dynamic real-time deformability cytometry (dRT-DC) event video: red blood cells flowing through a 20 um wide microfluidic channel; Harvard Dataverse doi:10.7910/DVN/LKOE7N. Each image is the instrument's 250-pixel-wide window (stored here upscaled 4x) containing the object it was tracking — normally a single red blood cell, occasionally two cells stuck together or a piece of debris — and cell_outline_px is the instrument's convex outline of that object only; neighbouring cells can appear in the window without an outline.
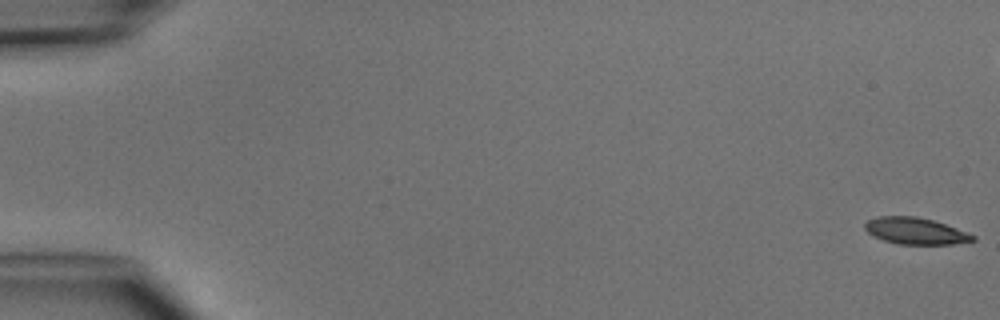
{"species": "common noctule bat (a hibernating species)", "species_latin": "Nyctalus noctula", "temperature_condition": "cold", "stored_images_in_passage": 7, "camera_frame_rate_fps": 3000, "um_per_image_px": 0.085, "animal": {"sex": "male", "body_mass_g": 15.6}, "frame": {"image": 1, "passage_image": 1, "time_ms": 0.0, "image_size_px": [1000, 320], "cell_outline_px": [[976, 240], [952, 244], [896, 244], [872, 236], [864, 228], [864, 224], [868, 220], [876, 216], [916, 216], [932, 220], [956, 228], [976, 236]], "centroid_in_image_um": [77.78, 19.63], "position_along_channel_um": 7.2, "area_um2": 16.7}}
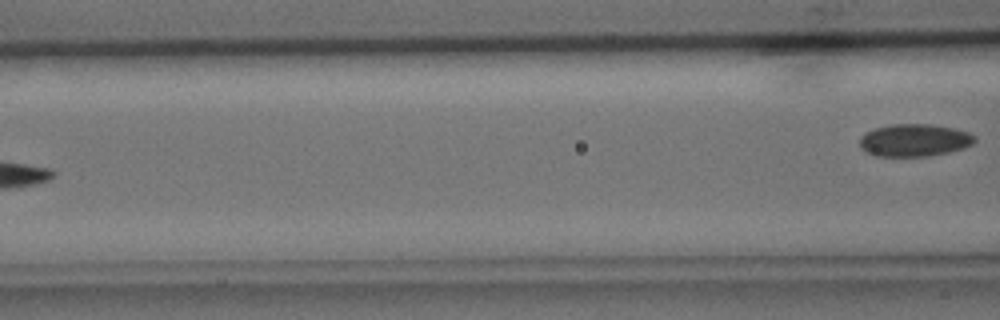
{"frame": {"image": 2, "passage_image": 7, "time_ms": 7.667, "image_size_px": [1000, 320], "cell_outline_px": [[976, 140], [972, 144], [964, 148], [948, 152], [928, 156], [876, 156], [860, 148], [860, 136], [864, 132], [876, 128], [892, 124], [932, 124], [952, 128], [968, 132], [976, 136]], "centroid_in_image_um": [77.72, 11.91], "position_along_channel_um": 88.9, "area_um2": 21.79}}